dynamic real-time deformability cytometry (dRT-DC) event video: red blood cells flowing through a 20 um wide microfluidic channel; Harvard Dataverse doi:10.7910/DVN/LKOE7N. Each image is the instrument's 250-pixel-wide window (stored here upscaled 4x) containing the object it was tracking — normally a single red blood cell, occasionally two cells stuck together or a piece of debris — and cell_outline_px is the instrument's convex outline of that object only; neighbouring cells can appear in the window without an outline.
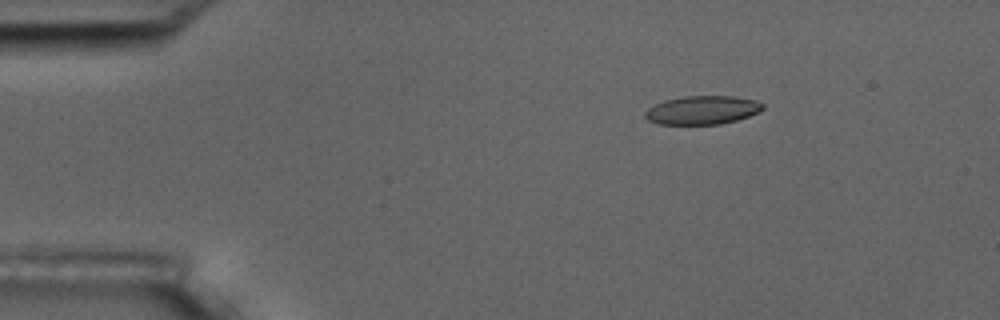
{"species": "common noctule bat (a hibernating species)", "species_latin": "Nyctalus noctula", "temperature_condition": "room temperature", "stored_images_in_passage": 6, "camera_frame_rate_fps": 3000, "um_per_image_px": 0.085, "animal": {"sex": "male", "body_mass_g": 17.5, "forearm_length_mm": 52.3}, "frame": {"image": 1, "passage_image": 3, "time_ms": 2.333, "image_size_px": [1000, 320], "cell_outline_px": [[764, 108], [748, 116], [736, 120], [720, 124], [660, 124], [648, 120], [644, 116], [644, 112], [648, 108], [664, 100], [684, 96], [732, 96], [756, 100], [764, 104]], "centroid_in_image_um": [59.68, 9.35], "position_along_channel_um": 25.3, "area_um2": 19.48}}
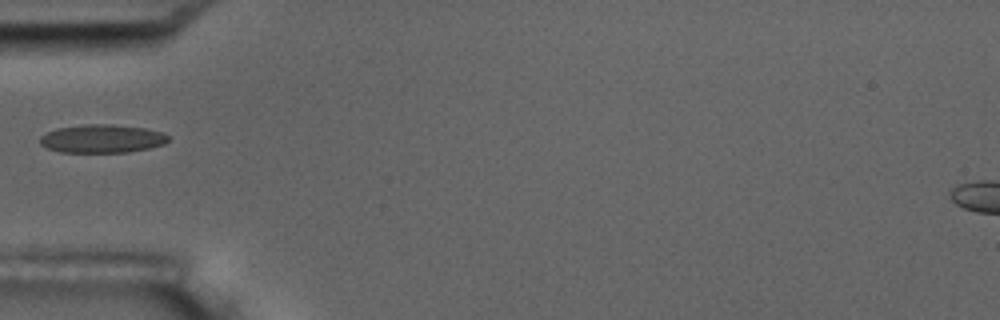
{"frame": {"image": 2, "passage_image": 6, "time_ms": 5.667, "image_size_px": [1000, 320], "cell_outline_px": [[168, 140], [164, 144], [148, 148], [128, 152], [60, 152], [48, 148], [40, 144], [40, 136], [56, 128], [88, 124], [112, 124], [144, 128], [160, 132], [168, 136]], "centroid_in_image_um": [8.65, 11.79], "position_along_channel_um": 76.4, "area_um2": 20.98}}